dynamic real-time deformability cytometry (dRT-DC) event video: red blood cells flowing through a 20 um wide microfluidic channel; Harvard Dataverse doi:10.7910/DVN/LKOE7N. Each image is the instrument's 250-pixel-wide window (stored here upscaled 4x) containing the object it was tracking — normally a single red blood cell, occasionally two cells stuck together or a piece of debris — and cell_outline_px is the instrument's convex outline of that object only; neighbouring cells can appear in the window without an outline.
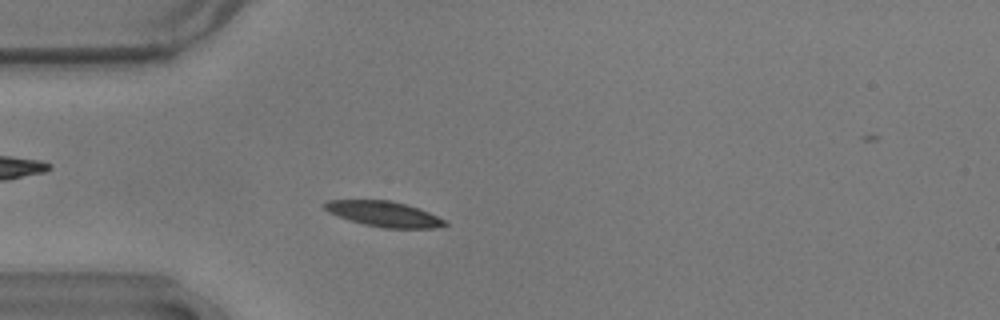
{"species": "common noctule bat (a hibernating species)", "species_latin": "Nyctalus noctula", "temperature_condition": "warm", "stored_images_in_passage": 39, "camera_frame_rate_fps": 3000, "um_per_image_px": 0.085, "animal": {"sex": "male", "body_mass_g": 17.9}, "frame": {"image": 1, "passage_image": 11, "time_ms": 3.333, "image_size_px": [1000, 320], "cell_outline_px": [[448, 224], [436, 228], [384, 228], [364, 224], [348, 220], [328, 212], [320, 204], [328, 200], [388, 200], [408, 204], [420, 208], [448, 220]], "centroid_in_image_um": [32.66, 18.18], "position_along_channel_um": 52.3, "area_um2": 18.09}}
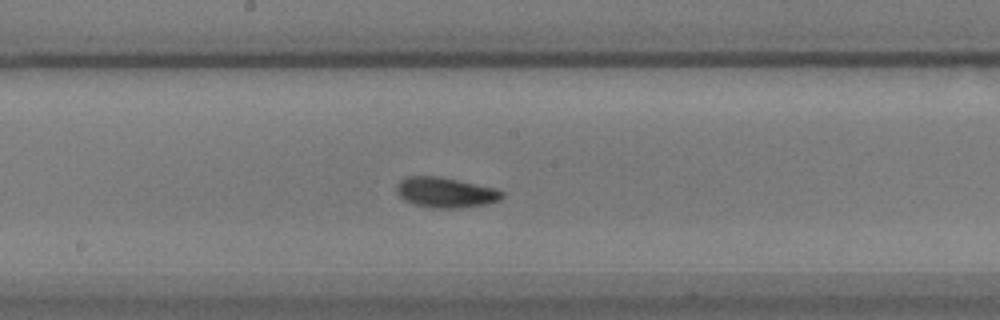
{"frame": {"image": 2, "passage_image": 25, "time_ms": 8.0, "image_size_px": [1000, 320], "cell_outline_px": [[504, 196], [500, 200], [488, 204], [464, 208], [432, 208], [416, 204], [404, 200], [396, 192], [396, 184], [404, 176], [440, 176], [496, 188], [504, 192]], "centroid_in_image_um": [37.89, 16.35], "position_along_channel_um": 210.3, "area_um2": 18.9}}
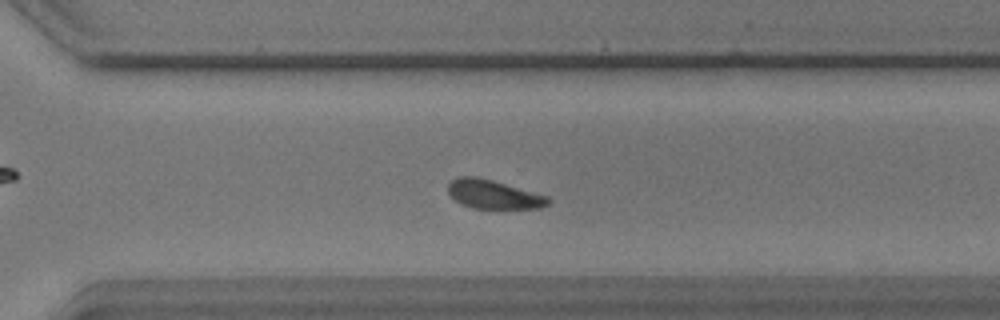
{"frame": {"image": 3, "passage_image": 35, "time_ms": 11.333, "image_size_px": [1000, 320], "cell_outline_px": [[552, 204], [540, 208], [472, 208], [460, 204], [448, 192], [448, 184], [452, 180], [460, 176], [476, 176], [492, 180], [548, 196], [552, 200]], "centroid_in_image_um": [41.98, 16.53], "position_along_channel_um": 328.6, "area_um2": 16.82}, "authors_computed_cell_mechanics": {"area_um2": 17.8602, "velocity_mm_per_s": 3.5579, "shape_relaxation_time_tau1_ms": 2.1763, "shape_relaxation_time_tau2_ms": 4.1313, "deformation_change_tau1": 0.0861, "deformation_change_tau2": 0.1054}}